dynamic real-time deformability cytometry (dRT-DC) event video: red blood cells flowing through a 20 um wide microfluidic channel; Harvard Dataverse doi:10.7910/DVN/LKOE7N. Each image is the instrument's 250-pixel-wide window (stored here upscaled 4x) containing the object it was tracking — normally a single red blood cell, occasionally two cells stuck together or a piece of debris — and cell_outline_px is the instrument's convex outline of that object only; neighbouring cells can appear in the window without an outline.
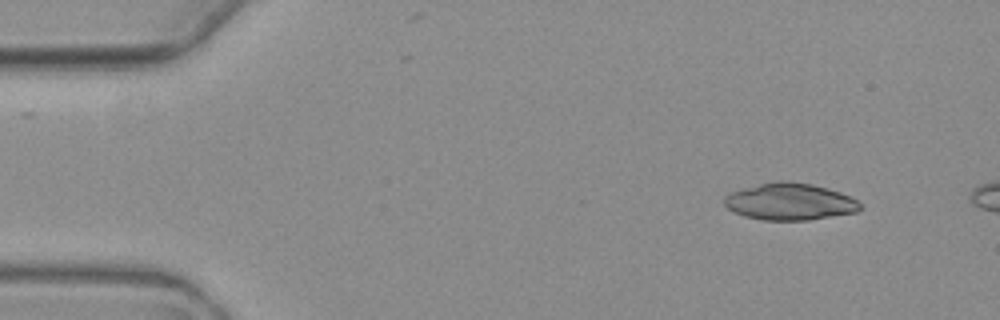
{"species": "common noctule bat (a hibernating species)", "species_latin": "Nyctalus noctula", "temperature_condition": "warm", "stored_images_in_passage": 2, "camera_frame_rate_fps": 3000, "um_per_image_px": 0.085, "animal": {"sex": "female", "body_mass_g": 19.3, "forearm_length_mm": 54.1}, "frame": {"image": 1, "passage_image": 1, "time_ms": 0.0, "image_size_px": [1000, 320], "cell_outline_px": [[864, 208], [856, 212], [808, 220], [764, 220], [744, 216], [728, 208], [724, 204], [724, 196], [732, 192], [744, 188], [776, 180], [788, 180], [812, 184], [840, 192], [856, 200]], "centroid_in_image_um": [67.14, 17.14], "position_along_channel_um": 17.9, "area_um2": 29.07}}